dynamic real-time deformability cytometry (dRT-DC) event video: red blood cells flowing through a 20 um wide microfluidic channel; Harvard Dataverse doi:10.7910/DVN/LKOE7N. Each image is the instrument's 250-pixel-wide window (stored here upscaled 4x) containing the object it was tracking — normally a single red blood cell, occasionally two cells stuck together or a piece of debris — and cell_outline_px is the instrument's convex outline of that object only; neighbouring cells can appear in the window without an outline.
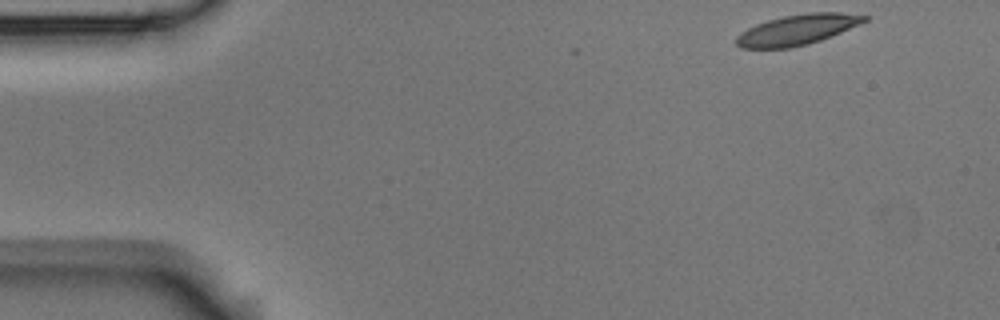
{"species": "Egyptian fruit bat (a non-hibernating species)", "species_latin": "Rousettus aegyptiacus", "temperature_condition": "room temperature", "stored_images_in_passage": 4, "camera_frame_rate_fps": 3000, "um_per_image_px": 0.085, "animal": {"sex": "male"}, "frame": {"image": 1, "passage_image": 1, "time_ms": 0.0, "image_size_px": [1000, 320], "cell_outline_px": [[868, 20], [860, 24], [820, 40], [808, 44], [792, 48], [740, 48], [736, 44], [736, 36], [740, 32], [756, 24], [768, 20], [784, 16], [808, 12], [840, 12], [868, 16]], "centroid_in_image_um": [67.75, 2.53], "position_along_channel_um": 17.2, "area_um2": 22.6}}
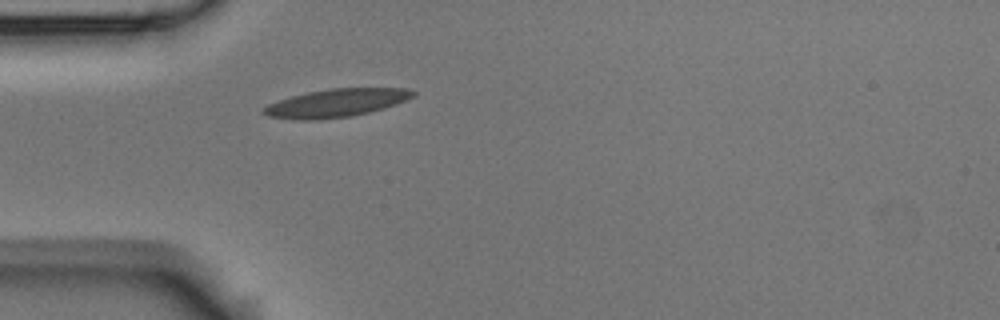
{"frame": {"image": 2, "passage_image": 4, "time_ms": 1.0, "image_size_px": [1000, 320], "cell_outline_px": [[416, 96], [396, 104], [384, 108], [352, 116], [316, 120], [296, 120], [268, 116], [260, 112], [260, 108], [268, 104], [292, 96], [308, 92], [328, 88], [408, 88], [416, 92]], "centroid_in_image_um": [28.57, 8.75], "position_along_channel_um": 56.4, "area_um2": 24.62}}